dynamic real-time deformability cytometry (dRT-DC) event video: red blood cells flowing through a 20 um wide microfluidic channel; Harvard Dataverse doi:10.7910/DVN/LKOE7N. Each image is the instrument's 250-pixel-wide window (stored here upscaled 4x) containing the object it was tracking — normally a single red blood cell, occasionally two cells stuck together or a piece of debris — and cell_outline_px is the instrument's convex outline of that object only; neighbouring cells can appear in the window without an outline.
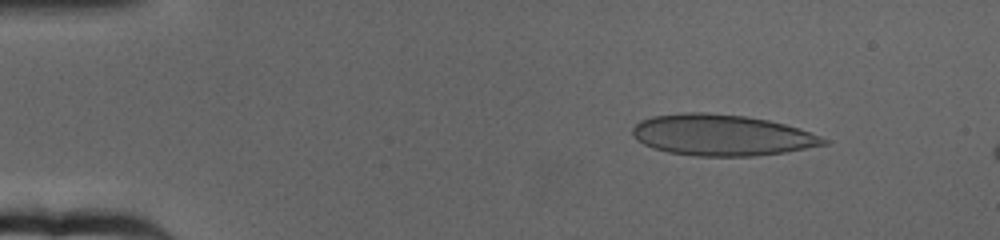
{"species": "human", "species_latin": "Homo sapiens", "temperature_condition": "cold", "stored_images_in_passage": 63, "camera_frame_rate_fps": 3000, "um_per_image_px": 0.085, "donor": {"sex": "female"}, "frame": {"image": 1, "passage_image": 8, "time_ms": 2.333, "image_size_px": [1000, 240], "cell_outline_px": [[828, 144], [784, 152], [752, 156], [696, 156], [668, 152], [652, 148], [636, 140], [632, 136], [632, 128], [640, 120], [652, 116], [684, 112], [704, 112], [744, 116], [768, 120], [800, 128], [820, 136], [828, 140]], "centroid_in_image_um": [61.31, 11.48], "position_along_channel_um": 23.7, "area_um2": 45.84}}
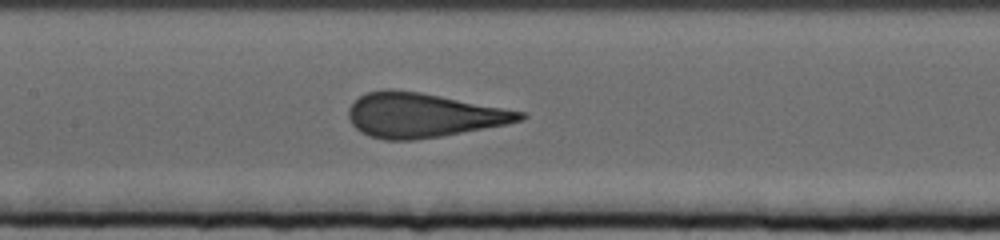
{"frame": {"image": 2, "passage_image": 30, "time_ms": 9.667, "image_size_px": [1000, 240], "cell_outline_px": [[528, 116], [524, 120], [508, 124], [440, 136], [416, 140], [384, 140], [368, 136], [360, 132], [352, 124], [348, 116], [348, 108], [360, 96], [368, 92], [388, 88], [392, 88], [420, 92], [524, 112]], "centroid_in_image_um": [35.94, 9.79], "position_along_channel_um": 171.5, "area_um2": 44.27}}
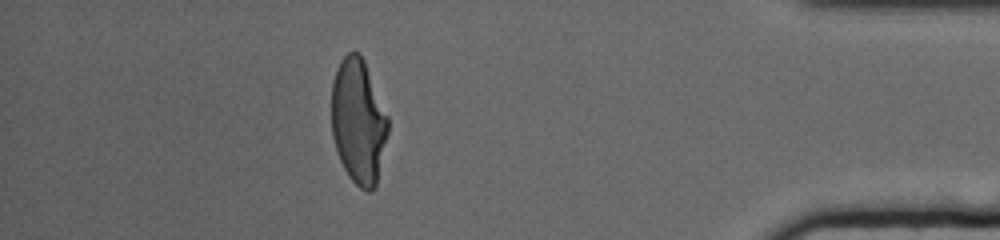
{"frame": {"image": 3, "passage_image": 56, "time_ms": 18.333, "image_size_px": [1000, 240], "cell_outline_px": [[388, 132], [376, 184], [372, 192], [368, 192], [360, 188], [348, 176], [340, 160], [332, 136], [332, 84], [336, 68], [340, 60], [348, 52], [360, 52], [364, 60], [388, 116]], "centroid_in_image_um": [30.45, 10.31], "position_along_channel_um": 404.7, "area_um2": 41.04}, "authors_computed_cell_mechanics": {"area_um2": 44.0436, "velocity_mm_per_s": 3.1617, "shape_relaxation_time_tau1_ms": 6.554, "shape_relaxation_time_tau2_ms": null, "deformation_change_tau1": 0.2164, "deformation_change_tau2": null}}